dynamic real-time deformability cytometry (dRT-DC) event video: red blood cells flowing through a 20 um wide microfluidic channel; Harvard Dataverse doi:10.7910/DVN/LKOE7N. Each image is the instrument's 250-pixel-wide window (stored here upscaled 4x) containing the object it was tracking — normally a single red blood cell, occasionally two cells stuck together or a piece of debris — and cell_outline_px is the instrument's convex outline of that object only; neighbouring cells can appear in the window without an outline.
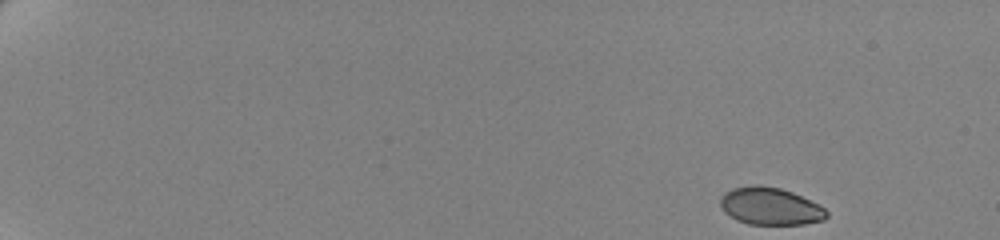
{"species": "human", "species_latin": "Homo sapiens", "temperature_condition": "cold", "stored_images_in_passage": 56, "camera_frame_rate_fps": 3000, "um_per_image_px": 0.085, "donor": {"sex": "female"}, "frame": {"image": 1, "passage_image": 1, "time_ms": 0.0, "image_size_px": [1000, 240], "cell_outline_px": [[828, 216], [824, 220], [804, 224], [748, 224], [736, 220], [724, 212], [720, 204], [720, 196], [724, 192], [732, 188], [756, 184], [780, 188], [792, 192], [824, 208], [828, 212]], "centroid_in_image_um": [65.43, 17.53], "position_along_channel_um": 19.6, "area_um2": 23.12}}
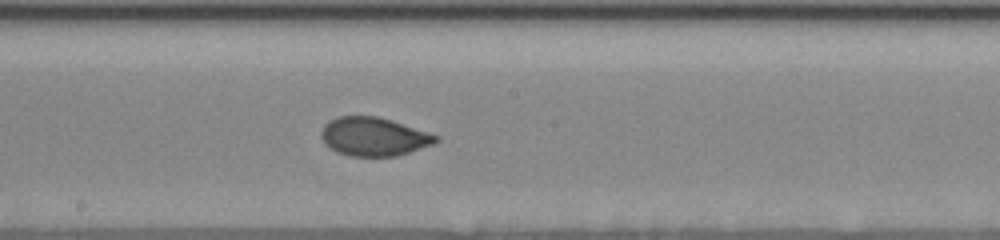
{"frame": {"image": 2, "passage_image": 32, "time_ms": 10.333, "image_size_px": [1000, 240], "cell_outline_px": [[440, 140], [432, 144], [396, 156], [352, 156], [336, 152], [320, 136], [320, 132], [324, 124], [328, 120], [340, 116], [376, 116], [440, 136]], "centroid_in_image_um": [31.75, 11.61], "position_along_channel_um": 216.5, "area_um2": 25.37}}
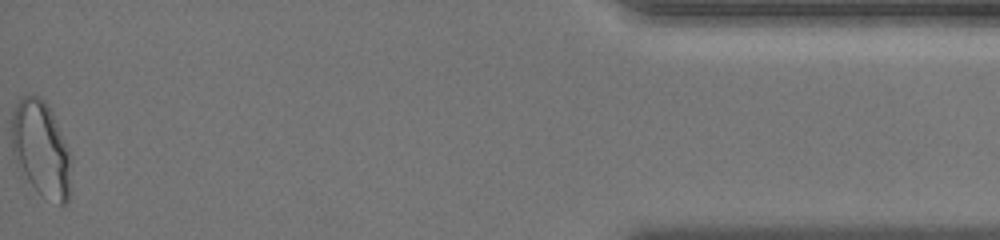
{"frame": {"image": 3, "passage_image": 56, "time_ms": 18.333, "image_size_px": [1000, 240], "cell_outline_px": [[68, 204], [60, 204], [40, 192], [20, 176], [12, 152], [12, 112], [20, 96], [40, 96], [44, 100], [68, 148]], "centroid_in_image_um": [3.4, 12.64], "position_along_channel_um": 431.8, "area_um2": 32.25}, "authors_computed_cell_mechanics": {"area_um2": 25.5476, "velocity_mm_per_s": 3.4867, "shape_relaxation_time_tau1_ms": 6.9229, "shape_relaxation_time_tau2_ms": null, "deformation_change_tau1": 0.1415, "deformation_change_tau2": null}}